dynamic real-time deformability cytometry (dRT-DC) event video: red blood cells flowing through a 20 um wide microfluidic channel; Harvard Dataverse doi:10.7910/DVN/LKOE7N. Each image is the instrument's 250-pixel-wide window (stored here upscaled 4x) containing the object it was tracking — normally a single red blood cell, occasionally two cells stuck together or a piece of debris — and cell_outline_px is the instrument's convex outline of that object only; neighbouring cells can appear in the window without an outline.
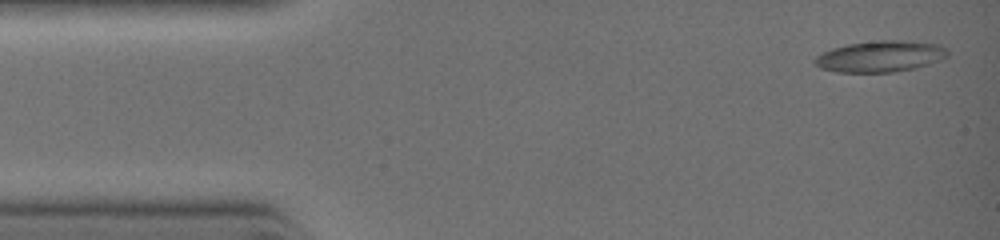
{"species": "common noctule bat (a hibernating species)", "species_latin": "Nyctalus noctula", "temperature_condition": "warm", "stored_images_in_passage": 3, "camera_frame_rate_fps": 3000, "um_per_image_px": 0.085, "animal": {"sex": "female", "body_mass_g": 19.0, "forearm_length_mm": 51.5}, "frame": {"image": 1, "passage_image": 1, "time_ms": 0.0, "image_size_px": [1000, 240], "cell_outline_px": [[948, 56], [940, 60], [916, 68], [892, 72], [836, 72], [820, 68], [812, 60], [816, 56], [832, 48], [848, 44], [880, 40], [904, 40], [940, 44], [948, 52]], "centroid_in_image_um": [74.83, 4.79], "position_along_channel_um": 10.2, "area_um2": 24.16}}